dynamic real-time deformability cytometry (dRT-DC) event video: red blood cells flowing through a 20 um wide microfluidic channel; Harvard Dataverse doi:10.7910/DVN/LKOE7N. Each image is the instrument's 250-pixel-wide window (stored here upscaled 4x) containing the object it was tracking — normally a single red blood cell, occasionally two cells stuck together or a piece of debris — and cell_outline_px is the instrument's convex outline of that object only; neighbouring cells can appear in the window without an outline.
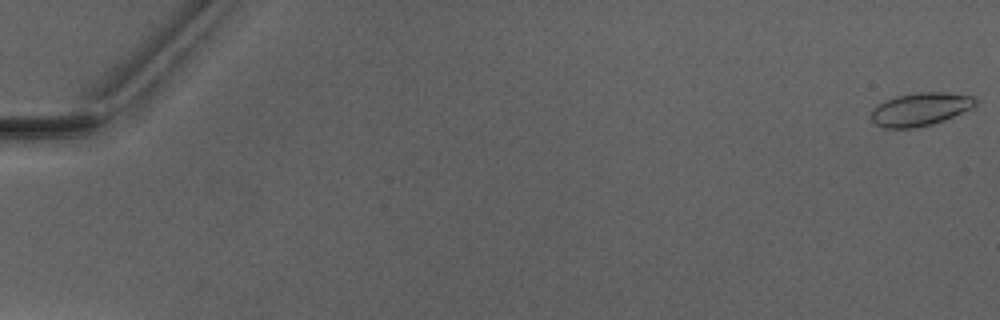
{"species": "Egyptian fruit bat (a non-hibernating species)", "species_latin": "Rousettus aegyptiacus", "temperature_condition": "warm", "stored_images_in_passage": 5, "camera_frame_rate_fps": 3000, "um_per_image_px": 0.085, "animal": {"sex": "male"}, "frame": {"image": 1, "passage_image": 1, "time_ms": 0.0, "image_size_px": [1000, 320], "cell_outline_px": [[980, 100], [972, 108], [944, 120], [932, 124], [912, 128], [884, 128], [876, 124], [872, 120], [872, 108], [876, 104], [896, 96], [912, 92], [948, 92], [972, 96]], "centroid_in_image_um": [78.23, 9.27], "position_along_channel_um": 6.8, "area_um2": 20.29}}